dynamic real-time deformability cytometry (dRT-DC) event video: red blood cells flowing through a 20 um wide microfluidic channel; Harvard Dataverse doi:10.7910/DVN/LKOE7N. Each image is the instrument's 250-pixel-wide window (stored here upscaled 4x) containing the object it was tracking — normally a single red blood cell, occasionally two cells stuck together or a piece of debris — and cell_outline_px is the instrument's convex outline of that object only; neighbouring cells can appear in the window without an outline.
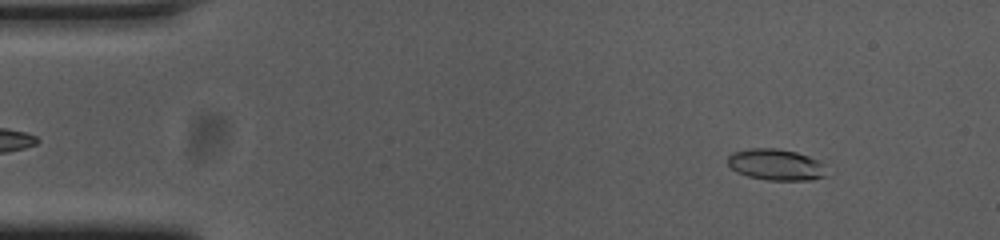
{"species": "common noctule bat (a hibernating species)", "species_latin": "Nyctalus noctula", "temperature_condition": "cold", "stored_images_in_passage": 54, "camera_frame_rate_fps": 3000, "um_per_image_px": 0.085, "animal": {"sex": "female", "body_mass_g": 23.0, "forearm_length_mm": 53.4}, "frame": {"image": 1, "passage_image": 5, "time_ms": 1.333, "image_size_px": [1000, 240], "cell_outline_px": [[824, 176], [812, 180], [768, 180], [748, 176], [736, 172], [728, 164], [728, 156], [732, 152], [752, 148], [776, 148], [796, 152], [808, 156], [816, 160], [820, 164], [824, 172]], "centroid_in_image_um": [65.88, 13.99], "position_along_channel_um": 19.1, "area_um2": 17.69}}
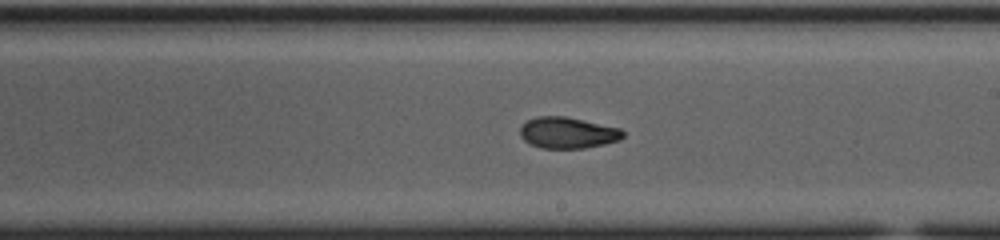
{"frame": {"image": 2, "passage_image": 30, "time_ms": 9.667, "image_size_px": [1000, 240], "cell_outline_px": [[624, 136], [620, 140], [604, 144], [584, 148], [540, 148], [524, 140], [520, 136], [520, 128], [528, 120], [536, 116], [564, 116], [620, 128], [624, 132]], "centroid_in_image_um": [48.25, 11.28], "position_along_channel_um": 240.7, "area_um2": 18.61}}
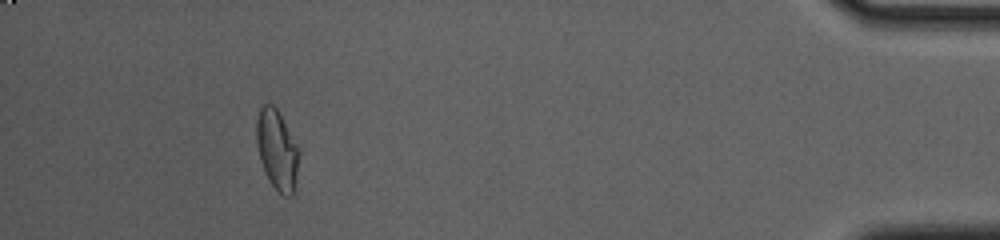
{"frame": {"image": 3, "passage_image": 49, "time_ms": 16.0, "image_size_px": [1000, 240], "cell_outline_px": [[300, 152], [292, 196], [284, 196], [268, 180], [264, 172], [260, 160], [256, 144], [256, 120], [260, 108], [264, 104], [272, 104], [276, 108], [300, 148]], "centroid_in_image_um": [23.53, 12.71], "position_along_channel_um": 411.7, "area_um2": 19.77}, "authors_computed_cell_mechanics": {"area_um2": 19.074, "velocity_mm_per_s": 3.7128, "shape_relaxation_time_tau1_ms": 4.1816, "shape_relaxation_time_tau2_ms": 3.0547, "deformation_change_tau1": 0.1637, "deformation_change_tau2": 0.0819}}